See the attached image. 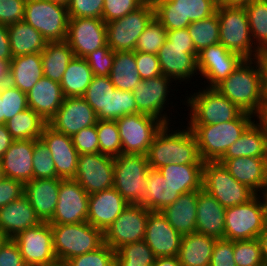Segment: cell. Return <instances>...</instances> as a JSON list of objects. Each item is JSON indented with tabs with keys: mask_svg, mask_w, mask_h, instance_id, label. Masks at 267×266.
Wrapping results in <instances>:
<instances>
[{
	"mask_svg": "<svg viewBox=\"0 0 267 266\" xmlns=\"http://www.w3.org/2000/svg\"><path fill=\"white\" fill-rule=\"evenodd\" d=\"M256 194L247 203L225 209V239H255L267 227V195Z\"/></svg>",
	"mask_w": 267,
	"mask_h": 266,
	"instance_id": "52a82bcc",
	"label": "cell"
},
{
	"mask_svg": "<svg viewBox=\"0 0 267 266\" xmlns=\"http://www.w3.org/2000/svg\"><path fill=\"white\" fill-rule=\"evenodd\" d=\"M104 0H70L69 18H102Z\"/></svg>",
	"mask_w": 267,
	"mask_h": 266,
	"instance_id": "9f6ffc18",
	"label": "cell"
},
{
	"mask_svg": "<svg viewBox=\"0 0 267 266\" xmlns=\"http://www.w3.org/2000/svg\"><path fill=\"white\" fill-rule=\"evenodd\" d=\"M171 78L160 75L142 80L132 91L137 106V113H143L158 118L164 124H170L167 115L161 114L170 92Z\"/></svg>",
	"mask_w": 267,
	"mask_h": 266,
	"instance_id": "7402d4cb",
	"label": "cell"
},
{
	"mask_svg": "<svg viewBox=\"0 0 267 266\" xmlns=\"http://www.w3.org/2000/svg\"><path fill=\"white\" fill-rule=\"evenodd\" d=\"M264 167H265V176H266V183H267V148L264 155Z\"/></svg>",
	"mask_w": 267,
	"mask_h": 266,
	"instance_id": "979ff035",
	"label": "cell"
},
{
	"mask_svg": "<svg viewBox=\"0 0 267 266\" xmlns=\"http://www.w3.org/2000/svg\"><path fill=\"white\" fill-rule=\"evenodd\" d=\"M216 13L219 20V41L224 47L245 59L254 60L264 56L253 45L244 6L218 4Z\"/></svg>",
	"mask_w": 267,
	"mask_h": 266,
	"instance_id": "5b68a950",
	"label": "cell"
},
{
	"mask_svg": "<svg viewBox=\"0 0 267 266\" xmlns=\"http://www.w3.org/2000/svg\"><path fill=\"white\" fill-rule=\"evenodd\" d=\"M74 180L88 194L112 188L114 186V157L100 152L79 155Z\"/></svg>",
	"mask_w": 267,
	"mask_h": 266,
	"instance_id": "d6986e66",
	"label": "cell"
},
{
	"mask_svg": "<svg viewBox=\"0 0 267 266\" xmlns=\"http://www.w3.org/2000/svg\"><path fill=\"white\" fill-rule=\"evenodd\" d=\"M93 76L94 74L87 60L74 56L60 82L64 97H82L90 85Z\"/></svg>",
	"mask_w": 267,
	"mask_h": 266,
	"instance_id": "60d3db41",
	"label": "cell"
},
{
	"mask_svg": "<svg viewBox=\"0 0 267 266\" xmlns=\"http://www.w3.org/2000/svg\"><path fill=\"white\" fill-rule=\"evenodd\" d=\"M48 1H52L54 3H58V4H61V5H64V6H68L70 0H48Z\"/></svg>",
	"mask_w": 267,
	"mask_h": 266,
	"instance_id": "09005b40",
	"label": "cell"
},
{
	"mask_svg": "<svg viewBox=\"0 0 267 266\" xmlns=\"http://www.w3.org/2000/svg\"><path fill=\"white\" fill-rule=\"evenodd\" d=\"M155 258L152 249L142 240L120 247L115 253V266H152Z\"/></svg>",
	"mask_w": 267,
	"mask_h": 266,
	"instance_id": "bcb514c9",
	"label": "cell"
},
{
	"mask_svg": "<svg viewBox=\"0 0 267 266\" xmlns=\"http://www.w3.org/2000/svg\"><path fill=\"white\" fill-rule=\"evenodd\" d=\"M0 124H4V116H3V101L0 96Z\"/></svg>",
	"mask_w": 267,
	"mask_h": 266,
	"instance_id": "b9fcfbb0",
	"label": "cell"
},
{
	"mask_svg": "<svg viewBox=\"0 0 267 266\" xmlns=\"http://www.w3.org/2000/svg\"><path fill=\"white\" fill-rule=\"evenodd\" d=\"M24 195V184L18 180L4 177L0 180V208Z\"/></svg>",
	"mask_w": 267,
	"mask_h": 266,
	"instance_id": "6125c7cd",
	"label": "cell"
},
{
	"mask_svg": "<svg viewBox=\"0 0 267 266\" xmlns=\"http://www.w3.org/2000/svg\"><path fill=\"white\" fill-rule=\"evenodd\" d=\"M89 194L74 179H61L58 202L51 225L77 224L87 221Z\"/></svg>",
	"mask_w": 267,
	"mask_h": 266,
	"instance_id": "e0dca14e",
	"label": "cell"
},
{
	"mask_svg": "<svg viewBox=\"0 0 267 266\" xmlns=\"http://www.w3.org/2000/svg\"><path fill=\"white\" fill-rule=\"evenodd\" d=\"M60 188V178L32 179L24 184V195L42 222L54 214Z\"/></svg>",
	"mask_w": 267,
	"mask_h": 266,
	"instance_id": "4316f807",
	"label": "cell"
},
{
	"mask_svg": "<svg viewBox=\"0 0 267 266\" xmlns=\"http://www.w3.org/2000/svg\"><path fill=\"white\" fill-rule=\"evenodd\" d=\"M146 155L121 154L114 157V188L128 202L140 204L147 195Z\"/></svg>",
	"mask_w": 267,
	"mask_h": 266,
	"instance_id": "ba28073f",
	"label": "cell"
},
{
	"mask_svg": "<svg viewBox=\"0 0 267 266\" xmlns=\"http://www.w3.org/2000/svg\"><path fill=\"white\" fill-rule=\"evenodd\" d=\"M146 189L147 195L140 204L149 211H162L181 195L157 169L148 170Z\"/></svg>",
	"mask_w": 267,
	"mask_h": 266,
	"instance_id": "74e56055",
	"label": "cell"
},
{
	"mask_svg": "<svg viewBox=\"0 0 267 266\" xmlns=\"http://www.w3.org/2000/svg\"><path fill=\"white\" fill-rule=\"evenodd\" d=\"M57 259L69 260L97 250L104 244L103 231L90 223L51 225Z\"/></svg>",
	"mask_w": 267,
	"mask_h": 266,
	"instance_id": "8992f818",
	"label": "cell"
},
{
	"mask_svg": "<svg viewBox=\"0 0 267 266\" xmlns=\"http://www.w3.org/2000/svg\"><path fill=\"white\" fill-rule=\"evenodd\" d=\"M14 139L8 132L5 124H0V159L3 154L9 149Z\"/></svg>",
	"mask_w": 267,
	"mask_h": 266,
	"instance_id": "003e7915",
	"label": "cell"
},
{
	"mask_svg": "<svg viewBox=\"0 0 267 266\" xmlns=\"http://www.w3.org/2000/svg\"><path fill=\"white\" fill-rule=\"evenodd\" d=\"M41 222L25 195L0 208V229L11 239Z\"/></svg>",
	"mask_w": 267,
	"mask_h": 266,
	"instance_id": "1f68e13d",
	"label": "cell"
},
{
	"mask_svg": "<svg viewBox=\"0 0 267 266\" xmlns=\"http://www.w3.org/2000/svg\"><path fill=\"white\" fill-rule=\"evenodd\" d=\"M243 6L245 8L248 17V22L253 42L257 41L254 42V45L263 55H266L267 54V0H252Z\"/></svg>",
	"mask_w": 267,
	"mask_h": 266,
	"instance_id": "ee69618b",
	"label": "cell"
},
{
	"mask_svg": "<svg viewBox=\"0 0 267 266\" xmlns=\"http://www.w3.org/2000/svg\"><path fill=\"white\" fill-rule=\"evenodd\" d=\"M26 0H0V24L10 25L24 19Z\"/></svg>",
	"mask_w": 267,
	"mask_h": 266,
	"instance_id": "680465c9",
	"label": "cell"
},
{
	"mask_svg": "<svg viewBox=\"0 0 267 266\" xmlns=\"http://www.w3.org/2000/svg\"><path fill=\"white\" fill-rule=\"evenodd\" d=\"M47 124V121L30 108L19 112L5 123L14 140H38Z\"/></svg>",
	"mask_w": 267,
	"mask_h": 266,
	"instance_id": "7bdbcfd3",
	"label": "cell"
},
{
	"mask_svg": "<svg viewBox=\"0 0 267 266\" xmlns=\"http://www.w3.org/2000/svg\"><path fill=\"white\" fill-rule=\"evenodd\" d=\"M121 139L122 154L146 155L149 146L164 123L143 113L122 116L116 120Z\"/></svg>",
	"mask_w": 267,
	"mask_h": 266,
	"instance_id": "5bb4252c",
	"label": "cell"
},
{
	"mask_svg": "<svg viewBox=\"0 0 267 266\" xmlns=\"http://www.w3.org/2000/svg\"><path fill=\"white\" fill-rule=\"evenodd\" d=\"M65 41L76 57L85 58L107 44L106 23L102 18H69Z\"/></svg>",
	"mask_w": 267,
	"mask_h": 266,
	"instance_id": "ac0fdd59",
	"label": "cell"
},
{
	"mask_svg": "<svg viewBox=\"0 0 267 266\" xmlns=\"http://www.w3.org/2000/svg\"><path fill=\"white\" fill-rule=\"evenodd\" d=\"M51 156L52 154L41 139L34 140L33 179L58 178Z\"/></svg>",
	"mask_w": 267,
	"mask_h": 266,
	"instance_id": "f907efd6",
	"label": "cell"
},
{
	"mask_svg": "<svg viewBox=\"0 0 267 266\" xmlns=\"http://www.w3.org/2000/svg\"><path fill=\"white\" fill-rule=\"evenodd\" d=\"M250 1H252V0H217V3L221 4V5L243 6Z\"/></svg>",
	"mask_w": 267,
	"mask_h": 266,
	"instance_id": "34e18365",
	"label": "cell"
},
{
	"mask_svg": "<svg viewBox=\"0 0 267 266\" xmlns=\"http://www.w3.org/2000/svg\"><path fill=\"white\" fill-rule=\"evenodd\" d=\"M191 108L189 125H210L237 119L241 111L217 89L209 88L188 97Z\"/></svg>",
	"mask_w": 267,
	"mask_h": 266,
	"instance_id": "7c38bea8",
	"label": "cell"
},
{
	"mask_svg": "<svg viewBox=\"0 0 267 266\" xmlns=\"http://www.w3.org/2000/svg\"><path fill=\"white\" fill-rule=\"evenodd\" d=\"M13 57L31 53H41L47 41L42 34L24 20L7 26Z\"/></svg>",
	"mask_w": 267,
	"mask_h": 266,
	"instance_id": "f35d334b",
	"label": "cell"
},
{
	"mask_svg": "<svg viewBox=\"0 0 267 266\" xmlns=\"http://www.w3.org/2000/svg\"><path fill=\"white\" fill-rule=\"evenodd\" d=\"M264 64V101L262 106H267V54L263 56Z\"/></svg>",
	"mask_w": 267,
	"mask_h": 266,
	"instance_id": "753ad0ef",
	"label": "cell"
},
{
	"mask_svg": "<svg viewBox=\"0 0 267 266\" xmlns=\"http://www.w3.org/2000/svg\"><path fill=\"white\" fill-rule=\"evenodd\" d=\"M155 18L167 31L187 28L191 22L216 13L217 0H153Z\"/></svg>",
	"mask_w": 267,
	"mask_h": 266,
	"instance_id": "9c48e42d",
	"label": "cell"
},
{
	"mask_svg": "<svg viewBox=\"0 0 267 266\" xmlns=\"http://www.w3.org/2000/svg\"><path fill=\"white\" fill-rule=\"evenodd\" d=\"M218 162L223 164L234 179L247 186L255 194L261 190L262 195H267L264 158L237 157L220 159Z\"/></svg>",
	"mask_w": 267,
	"mask_h": 266,
	"instance_id": "f546056e",
	"label": "cell"
},
{
	"mask_svg": "<svg viewBox=\"0 0 267 266\" xmlns=\"http://www.w3.org/2000/svg\"><path fill=\"white\" fill-rule=\"evenodd\" d=\"M146 0H104L102 19L111 22L139 8Z\"/></svg>",
	"mask_w": 267,
	"mask_h": 266,
	"instance_id": "11a10c76",
	"label": "cell"
},
{
	"mask_svg": "<svg viewBox=\"0 0 267 266\" xmlns=\"http://www.w3.org/2000/svg\"><path fill=\"white\" fill-rule=\"evenodd\" d=\"M9 63L0 59V87L8 83Z\"/></svg>",
	"mask_w": 267,
	"mask_h": 266,
	"instance_id": "2644e50d",
	"label": "cell"
},
{
	"mask_svg": "<svg viewBox=\"0 0 267 266\" xmlns=\"http://www.w3.org/2000/svg\"><path fill=\"white\" fill-rule=\"evenodd\" d=\"M197 199L198 191L181 194L174 203L161 211L168 223L181 235L196 232Z\"/></svg>",
	"mask_w": 267,
	"mask_h": 266,
	"instance_id": "836d02e7",
	"label": "cell"
},
{
	"mask_svg": "<svg viewBox=\"0 0 267 266\" xmlns=\"http://www.w3.org/2000/svg\"><path fill=\"white\" fill-rule=\"evenodd\" d=\"M149 212L141 204H129L103 232L104 243L117 251L126 244L144 240Z\"/></svg>",
	"mask_w": 267,
	"mask_h": 266,
	"instance_id": "9a60e30c",
	"label": "cell"
},
{
	"mask_svg": "<svg viewBox=\"0 0 267 266\" xmlns=\"http://www.w3.org/2000/svg\"><path fill=\"white\" fill-rule=\"evenodd\" d=\"M74 52L66 41L47 42L41 52L43 75L60 83Z\"/></svg>",
	"mask_w": 267,
	"mask_h": 266,
	"instance_id": "ab89813d",
	"label": "cell"
},
{
	"mask_svg": "<svg viewBox=\"0 0 267 266\" xmlns=\"http://www.w3.org/2000/svg\"><path fill=\"white\" fill-rule=\"evenodd\" d=\"M182 235L166 220L161 211H150L144 241L155 257L178 256Z\"/></svg>",
	"mask_w": 267,
	"mask_h": 266,
	"instance_id": "603a6c76",
	"label": "cell"
},
{
	"mask_svg": "<svg viewBox=\"0 0 267 266\" xmlns=\"http://www.w3.org/2000/svg\"><path fill=\"white\" fill-rule=\"evenodd\" d=\"M82 98L93 108L98 120H117L137 113L131 91L116 89L109 76H93Z\"/></svg>",
	"mask_w": 267,
	"mask_h": 266,
	"instance_id": "277c9868",
	"label": "cell"
},
{
	"mask_svg": "<svg viewBox=\"0 0 267 266\" xmlns=\"http://www.w3.org/2000/svg\"><path fill=\"white\" fill-rule=\"evenodd\" d=\"M202 189L212 195L225 209L247 203L256 195L234 179L219 162H204Z\"/></svg>",
	"mask_w": 267,
	"mask_h": 266,
	"instance_id": "8fae6325",
	"label": "cell"
},
{
	"mask_svg": "<svg viewBox=\"0 0 267 266\" xmlns=\"http://www.w3.org/2000/svg\"><path fill=\"white\" fill-rule=\"evenodd\" d=\"M109 77L116 89L132 92L142 81L135 61V51H116Z\"/></svg>",
	"mask_w": 267,
	"mask_h": 266,
	"instance_id": "b9f144b4",
	"label": "cell"
},
{
	"mask_svg": "<svg viewBox=\"0 0 267 266\" xmlns=\"http://www.w3.org/2000/svg\"><path fill=\"white\" fill-rule=\"evenodd\" d=\"M115 253L107 244L97 250L88 252L68 260L70 266H115Z\"/></svg>",
	"mask_w": 267,
	"mask_h": 266,
	"instance_id": "f5cc1de1",
	"label": "cell"
},
{
	"mask_svg": "<svg viewBox=\"0 0 267 266\" xmlns=\"http://www.w3.org/2000/svg\"><path fill=\"white\" fill-rule=\"evenodd\" d=\"M233 255L236 266H264L257 238L233 241Z\"/></svg>",
	"mask_w": 267,
	"mask_h": 266,
	"instance_id": "681fc988",
	"label": "cell"
},
{
	"mask_svg": "<svg viewBox=\"0 0 267 266\" xmlns=\"http://www.w3.org/2000/svg\"><path fill=\"white\" fill-rule=\"evenodd\" d=\"M12 58L7 26L0 24V59L9 63Z\"/></svg>",
	"mask_w": 267,
	"mask_h": 266,
	"instance_id": "03108f58",
	"label": "cell"
},
{
	"mask_svg": "<svg viewBox=\"0 0 267 266\" xmlns=\"http://www.w3.org/2000/svg\"><path fill=\"white\" fill-rule=\"evenodd\" d=\"M252 122L239 139L233 143L221 159H233L237 157L264 158L267 148V137L262 126Z\"/></svg>",
	"mask_w": 267,
	"mask_h": 266,
	"instance_id": "d590c367",
	"label": "cell"
},
{
	"mask_svg": "<svg viewBox=\"0 0 267 266\" xmlns=\"http://www.w3.org/2000/svg\"><path fill=\"white\" fill-rule=\"evenodd\" d=\"M114 57L115 51L106 44L104 47L91 52L85 59L95 76H109Z\"/></svg>",
	"mask_w": 267,
	"mask_h": 266,
	"instance_id": "db71d44e",
	"label": "cell"
},
{
	"mask_svg": "<svg viewBox=\"0 0 267 266\" xmlns=\"http://www.w3.org/2000/svg\"><path fill=\"white\" fill-rule=\"evenodd\" d=\"M245 60L221 43L202 49L197 56L198 71L208 79L209 88H215Z\"/></svg>",
	"mask_w": 267,
	"mask_h": 266,
	"instance_id": "ffe728a7",
	"label": "cell"
},
{
	"mask_svg": "<svg viewBox=\"0 0 267 266\" xmlns=\"http://www.w3.org/2000/svg\"><path fill=\"white\" fill-rule=\"evenodd\" d=\"M152 266H182L178 256L157 257Z\"/></svg>",
	"mask_w": 267,
	"mask_h": 266,
	"instance_id": "a7ac6f4b",
	"label": "cell"
},
{
	"mask_svg": "<svg viewBox=\"0 0 267 266\" xmlns=\"http://www.w3.org/2000/svg\"><path fill=\"white\" fill-rule=\"evenodd\" d=\"M97 121V114L82 97H65L48 125L55 131L72 137L83 128L96 125Z\"/></svg>",
	"mask_w": 267,
	"mask_h": 266,
	"instance_id": "44dd1931",
	"label": "cell"
},
{
	"mask_svg": "<svg viewBox=\"0 0 267 266\" xmlns=\"http://www.w3.org/2000/svg\"><path fill=\"white\" fill-rule=\"evenodd\" d=\"M216 238L200 233L182 235L178 258L182 266H210Z\"/></svg>",
	"mask_w": 267,
	"mask_h": 266,
	"instance_id": "e575fe53",
	"label": "cell"
},
{
	"mask_svg": "<svg viewBox=\"0 0 267 266\" xmlns=\"http://www.w3.org/2000/svg\"><path fill=\"white\" fill-rule=\"evenodd\" d=\"M72 141L79 155L99 153L96 125L83 128L72 136Z\"/></svg>",
	"mask_w": 267,
	"mask_h": 266,
	"instance_id": "6f0895ef",
	"label": "cell"
},
{
	"mask_svg": "<svg viewBox=\"0 0 267 266\" xmlns=\"http://www.w3.org/2000/svg\"><path fill=\"white\" fill-rule=\"evenodd\" d=\"M197 56L198 53H187V47L171 46L167 39L157 53L162 75L175 81L195 76L198 71Z\"/></svg>",
	"mask_w": 267,
	"mask_h": 266,
	"instance_id": "484cf974",
	"label": "cell"
},
{
	"mask_svg": "<svg viewBox=\"0 0 267 266\" xmlns=\"http://www.w3.org/2000/svg\"><path fill=\"white\" fill-rule=\"evenodd\" d=\"M34 140H14L1 160L4 176L23 184L33 179Z\"/></svg>",
	"mask_w": 267,
	"mask_h": 266,
	"instance_id": "83f0119b",
	"label": "cell"
},
{
	"mask_svg": "<svg viewBox=\"0 0 267 266\" xmlns=\"http://www.w3.org/2000/svg\"><path fill=\"white\" fill-rule=\"evenodd\" d=\"M169 132L168 124H164L149 146L146 156L151 169L158 170L170 163L204 164L199 155L196 137L189 127L187 130Z\"/></svg>",
	"mask_w": 267,
	"mask_h": 266,
	"instance_id": "7a4b0ae2",
	"label": "cell"
},
{
	"mask_svg": "<svg viewBox=\"0 0 267 266\" xmlns=\"http://www.w3.org/2000/svg\"><path fill=\"white\" fill-rule=\"evenodd\" d=\"M0 96L3 101L4 124L16 114L28 108L26 93L9 83L0 87Z\"/></svg>",
	"mask_w": 267,
	"mask_h": 266,
	"instance_id": "816d5d0a",
	"label": "cell"
},
{
	"mask_svg": "<svg viewBox=\"0 0 267 266\" xmlns=\"http://www.w3.org/2000/svg\"><path fill=\"white\" fill-rule=\"evenodd\" d=\"M43 76L41 53L15 56L9 62L8 83L23 93L27 94Z\"/></svg>",
	"mask_w": 267,
	"mask_h": 266,
	"instance_id": "d6a6232c",
	"label": "cell"
},
{
	"mask_svg": "<svg viewBox=\"0 0 267 266\" xmlns=\"http://www.w3.org/2000/svg\"><path fill=\"white\" fill-rule=\"evenodd\" d=\"M96 131L101 154L111 157H117L122 154L121 139L116 120H98Z\"/></svg>",
	"mask_w": 267,
	"mask_h": 266,
	"instance_id": "7dc6e473",
	"label": "cell"
},
{
	"mask_svg": "<svg viewBox=\"0 0 267 266\" xmlns=\"http://www.w3.org/2000/svg\"><path fill=\"white\" fill-rule=\"evenodd\" d=\"M40 139L52 154L56 175L61 179H74L76 176L79 153L73 145L72 137L55 131L48 124Z\"/></svg>",
	"mask_w": 267,
	"mask_h": 266,
	"instance_id": "cb8c5ba5",
	"label": "cell"
},
{
	"mask_svg": "<svg viewBox=\"0 0 267 266\" xmlns=\"http://www.w3.org/2000/svg\"><path fill=\"white\" fill-rule=\"evenodd\" d=\"M264 266H267V227L258 235Z\"/></svg>",
	"mask_w": 267,
	"mask_h": 266,
	"instance_id": "89a4df30",
	"label": "cell"
},
{
	"mask_svg": "<svg viewBox=\"0 0 267 266\" xmlns=\"http://www.w3.org/2000/svg\"><path fill=\"white\" fill-rule=\"evenodd\" d=\"M26 96L28 108L39 114L47 122L56 114L65 98L60 83L44 76Z\"/></svg>",
	"mask_w": 267,
	"mask_h": 266,
	"instance_id": "4dcf8cb0",
	"label": "cell"
},
{
	"mask_svg": "<svg viewBox=\"0 0 267 266\" xmlns=\"http://www.w3.org/2000/svg\"><path fill=\"white\" fill-rule=\"evenodd\" d=\"M196 232L225 239V208L204 189L198 190Z\"/></svg>",
	"mask_w": 267,
	"mask_h": 266,
	"instance_id": "f1b7e54d",
	"label": "cell"
},
{
	"mask_svg": "<svg viewBox=\"0 0 267 266\" xmlns=\"http://www.w3.org/2000/svg\"><path fill=\"white\" fill-rule=\"evenodd\" d=\"M210 266H236L233 255V241L227 239L216 240Z\"/></svg>",
	"mask_w": 267,
	"mask_h": 266,
	"instance_id": "94428289",
	"label": "cell"
},
{
	"mask_svg": "<svg viewBox=\"0 0 267 266\" xmlns=\"http://www.w3.org/2000/svg\"><path fill=\"white\" fill-rule=\"evenodd\" d=\"M167 39V30L154 17L139 36L135 52L156 54Z\"/></svg>",
	"mask_w": 267,
	"mask_h": 266,
	"instance_id": "c3c4849f",
	"label": "cell"
},
{
	"mask_svg": "<svg viewBox=\"0 0 267 266\" xmlns=\"http://www.w3.org/2000/svg\"><path fill=\"white\" fill-rule=\"evenodd\" d=\"M256 117L259 119V124L262 126L265 136L267 137V106H261Z\"/></svg>",
	"mask_w": 267,
	"mask_h": 266,
	"instance_id": "8c879c8a",
	"label": "cell"
},
{
	"mask_svg": "<svg viewBox=\"0 0 267 266\" xmlns=\"http://www.w3.org/2000/svg\"><path fill=\"white\" fill-rule=\"evenodd\" d=\"M155 17L152 1L120 19L106 23L107 44L113 51H134L139 36Z\"/></svg>",
	"mask_w": 267,
	"mask_h": 266,
	"instance_id": "4fadbf2b",
	"label": "cell"
},
{
	"mask_svg": "<svg viewBox=\"0 0 267 266\" xmlns=\"http://www.w3.org/2000/svg\"><path fill=\"white\" fill-rule=\"evenodd\" d=\"M0 266H26L18 245L11 238L0 249Z\"/></svg>",
	"mask_w": 267,
	"mask_h": 266,
	"instance_id": "be15d7a7",
	"label": "cell"
},
{
	"mask_svg": "<svg viewBox=\"0 0 267 266\" xmlns=\"http://www.w3.org/2000/svg\"><path fill=\"white\" fill-rule=\"evenodd\" d=\"M192 38L195 50L199 53L202 49L220 43L219 20L217 13L209 18L191 22L187 27Z\"/></svg>",
	"mask_w": 267,
	"mask_h": 266,
	"instance_id": "f6af8a7d",
	"label": "cell"
},
{
	"mask_svg": "<svg viewBox=\"0 0 267 266\" xmlns=\"http://www.w3.org/2000/svg\"><path fill=\"white\" fill-rule=\"evenodd\" d=\"M158 171L180 194L202 189L203 164L170 163Z\"/></svg>",
	"mask_w": 267,
	"mask_h": 266,
	"instance_id": "8d00e7d4",
	"label": "cell"
},
{
	"mask_svg": "<svg viewBox=\"0 0 267 266\" xmlns=\"http://www.w3.org/2000/svg\"><path fill=\"white\" fill-rule=\"evenodd\" d=\"M44 266H70L67 260L56 259Z\"/></svg>",
	"mask_w": 267,
	"mask_h": 266,
	"instance_id": "11e5206c",
	"label": "cell"
},
{
	"mask_svg": "<svg viewBox=\"0 0 267 266\" xmlns=\"http://www.w3.org/2000/svg\"><path fill=\"white\" fill-rule=\"evenodd\" d=\"M137 69L142 80L162 75L159 60L156 54L135 52Z\"/></svg>",
	"mask_w": 267,
	"mask_h": 266,
	"instance_id": "91938a15",
	"label": "cell"
},
{
	"mask_svg": "<svg viewBox=\"0 0 267 266\" xmlns=\"http://www.w3.org/2000/svg\"><path fill=\"white\" fill-rule=\"evenodd\" d=\"M4 173H3V168H2V164H1V160H0V180H2L4 178Z\"/></svg>",
	"mask_w": 267,
	"mask_h": 266,
	"instance_id": "deb4b68c",
	"label": "cell"
},
{
	"mask_svg": "<svg viewBox=\"0 0 267 266\" xmlns=\"http://www.w3.org/2000/svg\"><path fill=\"white\" fill-rule=\"evenodd\" d=\"M249 113L237 119L210 125H189L196 137L199 155L204 162H218L227 149L235 143L253 122Z\"/></svg>",
	"mask_w": 267,
	"mask_h": 266,
	"instance_id": "3957f363",
	"label": "cell"
},
{
	"mask_svg": "<svg viewBox=\"0 0 267 266\" xmlns=\"http://www.w3.org/2000/svg\"><path fill=\"white\" fill-rule=\"evenodd\" d=\"M47 42L65 41L69 15L67 7L48 0H26L24 19Z\"/></svg>",
	"mask_w": 267,
	"mask_h": 266,
	"instance_id": "30bf717a",
	"label": "cell"
},
{
	"mask_svg": "<svg viewBox=\"0 0 267 266\" xmlns=\"http://www.w3.org/2000/svg\"><path fill=\"white\" fill-rule=\"evenodd\" d=\"M13 240L18 245L26 266H44L57 259L49 222L28 228L18 233Z\"/></svg>",
	"mask_w": 267,
	"mask_h": 266,
	"instance_id": "2e32d148",
	"label": "cell"
},
{
	"mask_svg": "<svg viewBox=\"0 0 267 266\" xmlns=\"http://www.w3.org/2000/svg\"><path fill=\"white\" fill-rule=\"evenodd\" d=\"M215 89L241 111L256 116L264 101L263 56L254 60L245 59Z\"/></svg>",
	"mask_w": 267,
	"mask_h": 266,
	"instance_id": "6da1fadb",
	"label": "cell"
},
{
	"mask_svg": "<svg viewBox=\"0 0 267 266\" xmlns=\"http://www.w3.org/2000/svg\"><path fill=\"white\" fill-rule=\"evenodd\" d=\"M167 40L171 46L187 47V53H198L187 28L167 31Z\"/></svg>",
	"mask_w": 267,
	"mask_h": 266,
	"instance_id": "e7e4bbea",
	"label": "cell"
},
{
	"mask_svg": "<svg viewBox=\"0 0 267 266\" xmlns=\"http://www.w3.org/2000/svg\"><path fill=\"white\" fill-rule=\"evenodd\" d=\"M9 237L0 229V249L7 242Z\"/></svg>",
	"mask_w": 267,
	"mask_h": 266,
	"instance_id": "2a66077c",
	"label": "cell"
},
{
	"mask_svg": "<svg viewBox=\"0 0 267 266\" xmlns=\"http://www.w3.org/2000/svg\"><path fill=\"white\" fill-rule=\"evenodd\" d=\"M128 205L114 187L89 194L87 222L104 232Z\"/></svg>",
	"mask_w": 267,
	"mask_h": 266,
	"instance_id": "d4e9b609",
	"label": "cell"
}]
</instances>
